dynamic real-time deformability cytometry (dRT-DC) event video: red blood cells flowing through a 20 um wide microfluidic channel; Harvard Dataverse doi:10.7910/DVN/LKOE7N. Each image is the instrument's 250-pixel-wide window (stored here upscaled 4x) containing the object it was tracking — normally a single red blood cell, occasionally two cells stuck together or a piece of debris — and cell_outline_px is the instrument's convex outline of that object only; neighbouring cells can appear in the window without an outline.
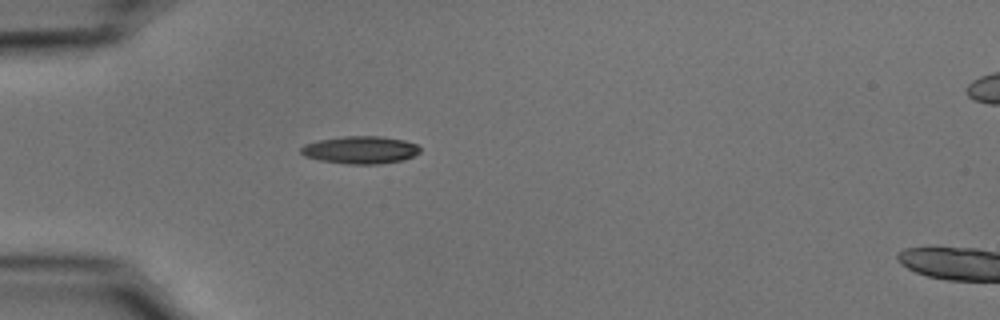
{"species": "common noctule bat (a hibernating species)", "species_latin": "Nyctalus noctula", "temperature_condition": "cold", "stored_images_in_passage": 39, "camera_frame_rate_fps": 3000, "um_per_image_px": 0.085, "animal": {"sex": "male", "body_mass_g": 15.6}, "frame": {"image": 1, "passage_image": 1, "time_ms": 0.0, "image_size_px": [1000, 320], "cell_outline_px": [[420, 152], [404, 160], [376, 164], [348, 164], [320, 160], [304, 156], [300, 152], [300, 148], [304, 144], [320, 140], [344, 136], [380, 136], [404, 140], [416, 144], [420, 148]], "centroid_in_image_um": [30.63, 12.74], "position_along_channel_um": 54.4, "area_um2": 19.07}}
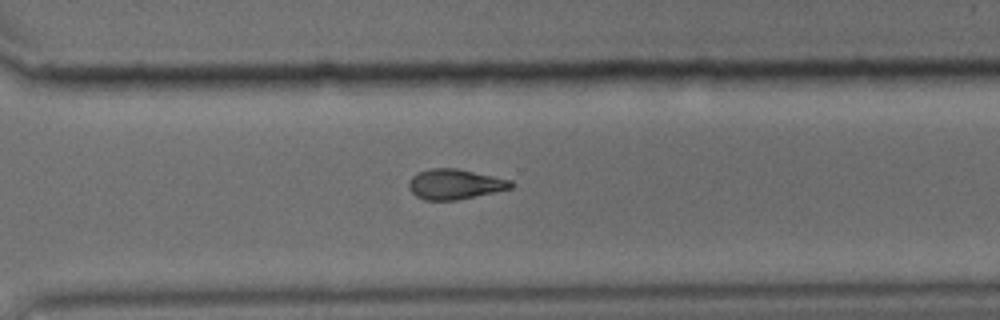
{"frame": {"image": 2, "passage_image": 24, "time_ms": 7.667, "image_size_px": [1000, 320], "cell_outline_px": [[512, 188], [456, 200], [424, 200], [416, 196], [408, 188], [408, 184], [412, 176], [416, 172], [428, 168], [456, 168], [512, 180]], "centroid_in_image_um": [38.62, 15.65], "position_along_channel_um": 332.0, "area_um2": 17.92}}
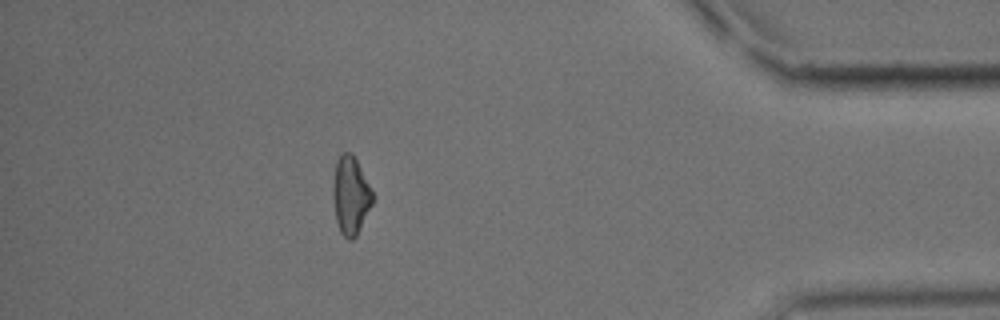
{"frame": {"image": 3, "passage_image": 33, "time_ms": 10.667, "image_size_px": [1000, 320], "cell_outline_px": [[376, 196], [356, 236], [352, 240], [348, 240], [340, 232], [336, 220], [332, 196], [332, 188], [336, 160], [344, 152], [352, 152]], "centroid_in_image_um": [29.81, 16.6], "position_along_channel_um": 405.4, "area_um2": 18.21}, "authors_computed_cell_mechanics": {"area_um2": 18.207, "velocity_mm_per_s": 3.7468, "shape_relaxation_time_tau1_ms": 4.6231, "shape_relaxation_time_tau2_ms": null, "deformation_change_tau1": 0.1493, "deformation_change_tau2": null}}